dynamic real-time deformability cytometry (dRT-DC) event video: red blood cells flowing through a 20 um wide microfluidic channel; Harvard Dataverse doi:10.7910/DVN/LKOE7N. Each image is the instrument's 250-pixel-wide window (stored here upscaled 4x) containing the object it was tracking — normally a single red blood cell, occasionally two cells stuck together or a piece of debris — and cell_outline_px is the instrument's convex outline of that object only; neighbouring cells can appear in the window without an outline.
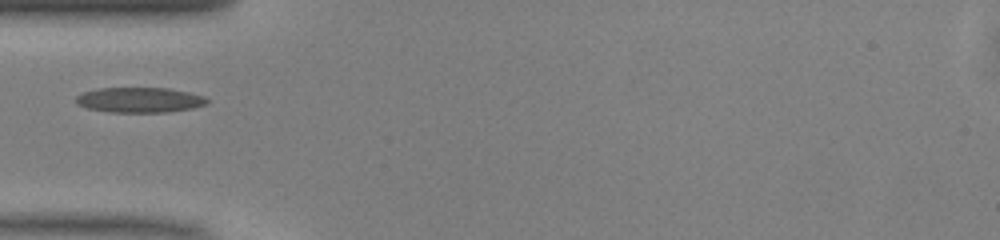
{"species": "common noctule bat (a hibernating species)", "species_latin": "Nyctalus noctula", "temperature_condition": "warm", "stored_images_in_passage": 25, "camera_frame_rate_fps": 3000, "um_per_image_px": 0.085, "animal": {"sex": "male", "body_mass_g": 13.0, "forearm_length_mm": 53.1}, "frame": {"image": 1, "passage_image": 1, "time_ms": 0.0, "image_size_px": [1000, 240], "cell_outline_px": [[208, 104], [192, 108], [168, 112], [108, 112], [88, 108], [76, 104], [76, 96], [84, 92], [100, 88], [168, 88], [188, 92], [204, 96], [208, 100]], "centroid_in_image_um": [11.87, 8.5], "position_along_channel_um": 73.1, "area_um2": 19.19}}
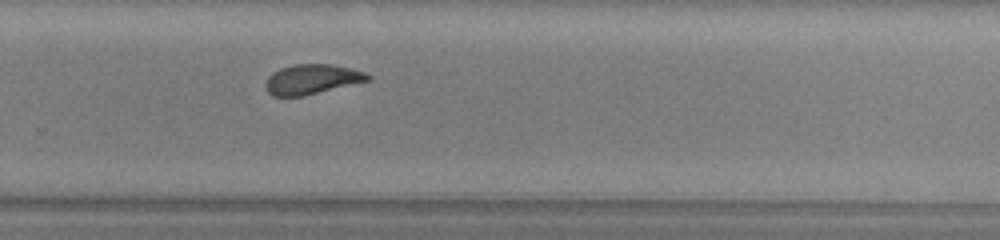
{"frame": {"image": 2, "passage_image": 18, "time_ms": 5.667, "image_size_px": [1000, 240], "cell_outline_px": [[372, 80], [304, 96], [272, 96], [268, 92], [264, 84], [268, 76], [272, 72], [280, 68], [292, 64], [332, 64], [352, 68], [364, 72], [372, 76]], "centroid_in_image_um": [26.52, 6.73], "position_along_channel_um": 303.3, "area_um2": 18.09}}
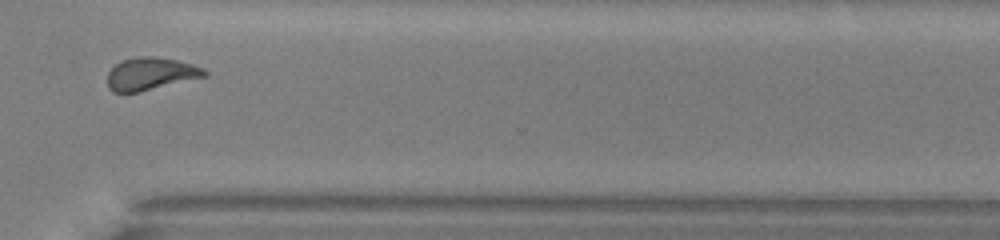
{"frame": {"image": 3, "passage_image": 22, "time_ms": 7.0, "image_size_px": [1000, 240], "cell_outline_px": [[208, 76], [140, 92], [112, 92], [108, 88], [108, 72], [120, 60], [136, 56], [152, 56], [176, 60], [192, 64], [204, 68], [208, 72]], "centroid_in_image_um": [12.82, 6.27], "position_along_channel_um": 357.8, "area_um2": 18.61}}